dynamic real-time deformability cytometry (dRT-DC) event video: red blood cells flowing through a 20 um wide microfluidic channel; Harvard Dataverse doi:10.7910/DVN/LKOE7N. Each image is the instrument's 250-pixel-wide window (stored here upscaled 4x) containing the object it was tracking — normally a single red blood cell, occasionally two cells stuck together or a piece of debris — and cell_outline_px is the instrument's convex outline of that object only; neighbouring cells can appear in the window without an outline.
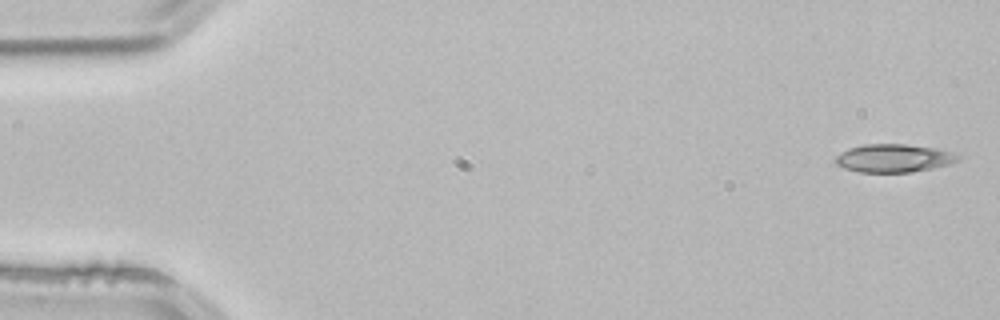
{"species": "common noctule bat (a hibernating species)", "species_latin": "Nyctalus noctula", "temperature_condition": "room temperature", "stored_images_in_passage": 3, "camera_frame_rate_fps": 3000, "um_per_image_px": 0.085, "animal": {"sex": "male", "body_mass_g": 21.5, "forearm_length_mm": 52.0}, "frame": {"image": 1, "passage_image": 1, "time_ms": 0.0, "image_size_px": [1000, 320], "cell_outline_px": [[960, 160], [952, 164], [912, 172], [860, 172], [844, 168], [836, 164], [832, 160], [840, 152], [848, 148], [864, 144], [904, 144], [936, 148], [960, 156]], "centroid_in_image_um": [75.93, 13.45], "position_along_channel_um": 9.1, "area_um2": 20.17}}